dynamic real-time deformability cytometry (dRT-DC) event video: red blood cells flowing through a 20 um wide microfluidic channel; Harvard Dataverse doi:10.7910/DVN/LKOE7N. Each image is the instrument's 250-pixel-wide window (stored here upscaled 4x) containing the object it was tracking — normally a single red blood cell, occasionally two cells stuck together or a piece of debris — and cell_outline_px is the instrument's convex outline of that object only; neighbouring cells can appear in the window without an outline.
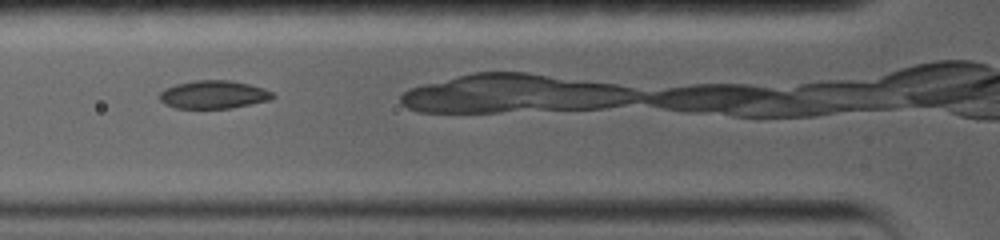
{"species": "common noctule bat (a hibernating species)", "species_latin": "Nyctalus noctula", "temperature_condition": "warm", "stored_images_in_passage": 10, "camera_frame_rate_fps": 5000, "um_per_image_px": 0.085, "animal": {"sex": "female", "body_mass_g": 19.0, "forearm_length_mm": 56.7}, "frame": {"image": 1, "passage_image": 2, "time_ms": 1.2, "image_size_px": [1000, 240], "cell_outline_px": [[276, 96], [272, 100], [232, 108], [176, 108], [164, 104], [156, 96], [164, 88], [176, 84], [196, 80], [232, 80], [264, 88], [272, 92]], "centroid_in_image_um": [18.15, 8.04], "position_along_channel_um": 107.7, "area_um2": 18.79}}